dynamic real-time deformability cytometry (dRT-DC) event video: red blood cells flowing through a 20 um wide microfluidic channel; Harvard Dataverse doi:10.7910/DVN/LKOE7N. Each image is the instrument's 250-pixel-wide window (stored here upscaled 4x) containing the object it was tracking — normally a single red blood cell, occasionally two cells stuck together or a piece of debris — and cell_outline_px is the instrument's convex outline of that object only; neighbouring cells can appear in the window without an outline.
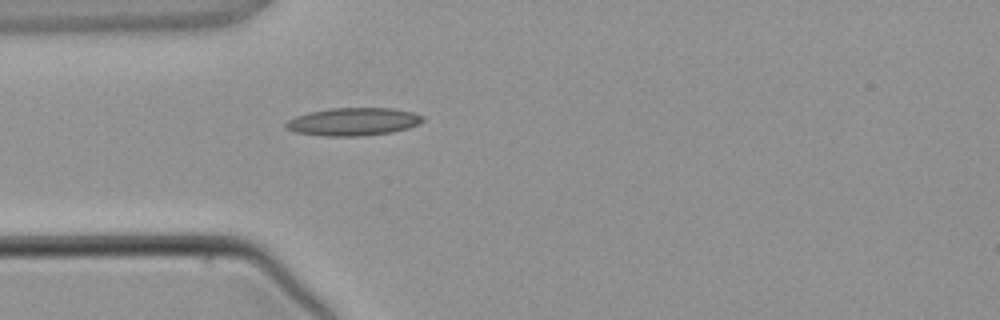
{"species": "common noctule bat (a hibernating species)", "species_latin": "Nyctalus noctula", "temperature_condition": "warm", "stored_images_in_passage": 3, "camera_frame_rate_fps": 3000, "um_per_image_px": 0.085, "animal": {"sex": "male", "body_mass_g": 21.5, "forearm_length_mm": 52.0}, "frame": {"image": 1, "passage_image": 3, "time_ms": 5.333, "image_size_px": [1000, 320], "cell_outline_px": [[424, 120], [420, 124], [408, 128], [392, 132], [360, 136], [324, 136], [292, 132], [284, 124], [288, 120], [296, 116], [308, 112], [328, 108], [392, 108], [412, 112], [424, 116]], "centroid_in_image_um": [30.03, 10.34], "position_along_channel_um": 55.0, "area_um2": 22.37}}